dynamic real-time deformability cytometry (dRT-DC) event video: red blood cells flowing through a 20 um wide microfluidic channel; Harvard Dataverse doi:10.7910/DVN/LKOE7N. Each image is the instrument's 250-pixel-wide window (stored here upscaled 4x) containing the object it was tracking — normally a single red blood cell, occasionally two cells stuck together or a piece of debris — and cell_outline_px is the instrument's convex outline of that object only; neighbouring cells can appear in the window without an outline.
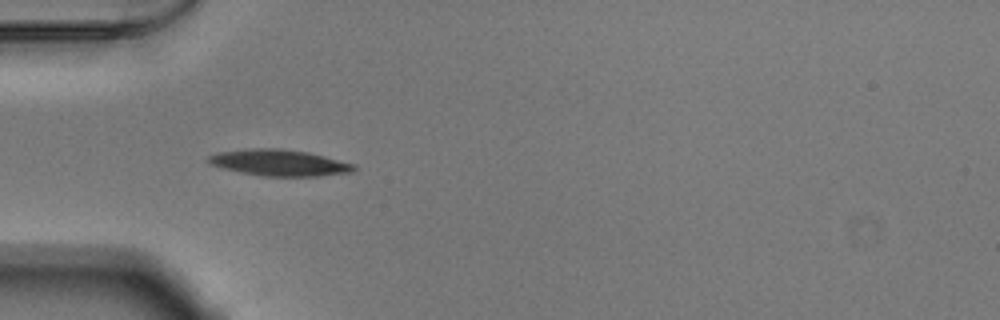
{"species": "Egyptian fruit bat (a non-hibernating species)", "species_latin": "Rousettus aegyptiacus", "temperature_condition": "warm", "stored_images_in_passage": 37, "camera_frame_rate_fps": 3000, "um_per_image_px": 0.085, "animal": {"sex": "male"}, "frame": {"image": 1, "passage_image": 1, "time_ms": 0.0, "image_size_px": [1000, 320], "cell_outline_px": [[356, 168], [352, 172], [320, 176], [264, 176], [240, 172], [208, 164], [208, 156], [216, 152], [252, 148], [280, 148], [308, 152], [356, 164]], "centroid_in_image_um": [23.74, 13.83], "position_along_channel_um": 61.3, "area_um2": 22.37}}
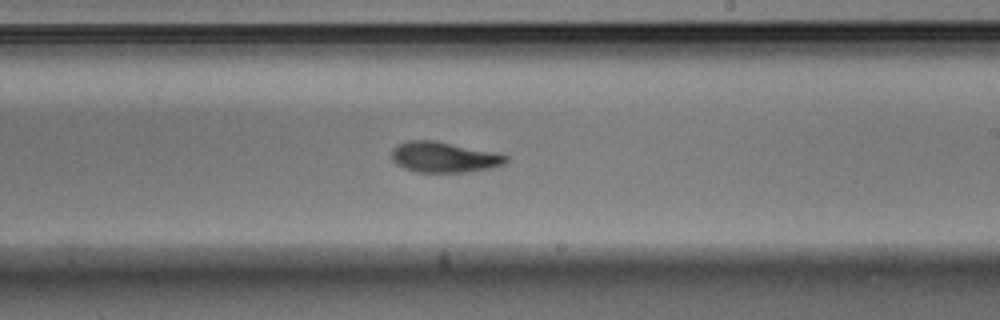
{"frame": {"image": 2, "passage_image": 16, "time_ms": 5.0, "image_size_px": [1000, 320], "cell_outline_px": [[508, 160], [504, 164], [492, 168], [464, 172], [416, 172], [404, 168], [396, 164], [392, 160], [392, 152], [400, 144], [408, 140], [432, 140], [492, 152], [508, 156]], "centroid_in_image_um": [37.73, 13.37], "position_along_channel_um": 251.3, "area_um2": 20.0}}
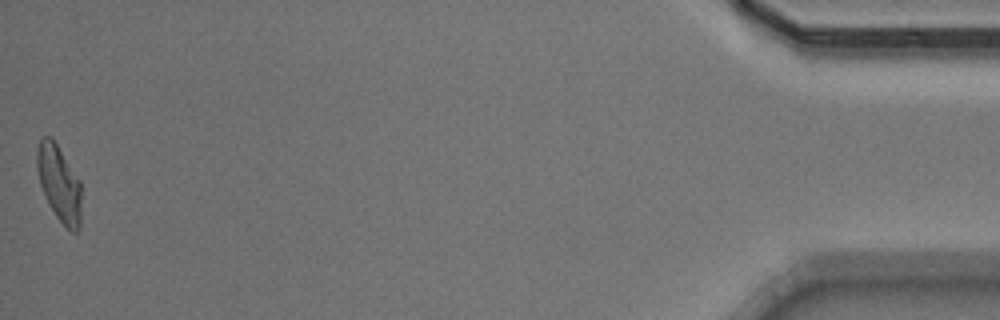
{"frame": {"image": 3, "passage_image": 37, "time_ms": 12.0, "image_size_px": [1000, 320], "cell_outline_px": [[80, 228], [76, 232], [72, 232], [56, 216], [40, 184], [36, 168], [36, 152], [40, 136], [52, 136], [80, 180]], "centroid_in_image_um": [5.01, 15.51], "position_along_channel_um": 430.2, "area_um2": 19.54}, "authors_computed_cell_mechanics": {"area_um2": 20.4034, "velocity_mm_per_s": 3.8509, "shape_relaxation_time_tau1_ms": 4.1129, "shape_relaxation_time_tau2_ms": 2.7764, "deformation_change_tau1": 0.1774, "deformation_change_tau2": 0.1061}}